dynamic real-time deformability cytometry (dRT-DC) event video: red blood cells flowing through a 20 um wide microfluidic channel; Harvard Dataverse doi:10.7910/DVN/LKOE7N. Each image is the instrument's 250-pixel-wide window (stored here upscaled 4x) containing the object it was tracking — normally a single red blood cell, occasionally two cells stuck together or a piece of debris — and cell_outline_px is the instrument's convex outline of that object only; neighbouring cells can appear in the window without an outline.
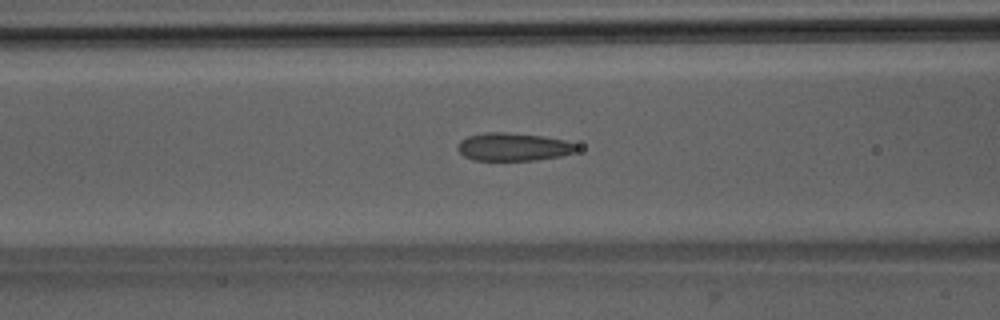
{"species": "Egyptian fruit bat (a non-hibernating species)", "species_latin": "Rousettus aegyptiacus", "temperature_condition": "room temperature", "stored_images_in_passage": 23, "camera_frame_rate_fps": 3000, "um_per_image_px": 0.085, "animal": {"sex": "male"}, "frame": {"image": 1, "passage_image": 10, "time_ms": 3.0, "image_size_px": [1000, 320], "cell_outline_px": [[576, 152], [560, 156], [536, 160], [472, 160], [464, 156], [456, 148], [460, 140], [468, 136], [484, 132], [504, 132], [544, 136], [564, 140], [576, 144]], "centroid_in_image_um": [43.6, 12.48], "position_along_channel_um": 123.0, "area_um2": 19.42}}